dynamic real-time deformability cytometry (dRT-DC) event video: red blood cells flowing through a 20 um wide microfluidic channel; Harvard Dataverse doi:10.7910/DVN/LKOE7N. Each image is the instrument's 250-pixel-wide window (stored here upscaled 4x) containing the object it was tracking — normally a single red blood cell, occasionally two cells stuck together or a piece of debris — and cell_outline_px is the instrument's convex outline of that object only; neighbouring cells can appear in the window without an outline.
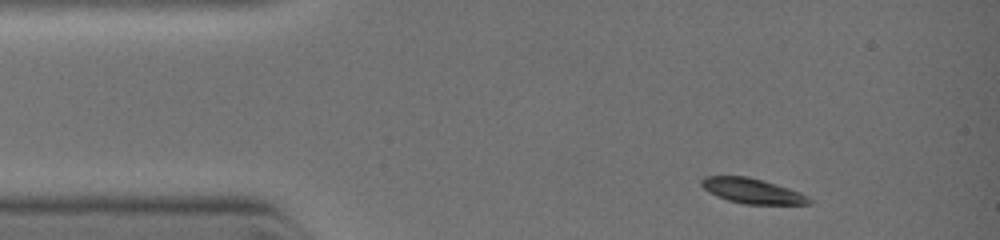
{"species": "common noctule bat (a hibernating species)", "species_latin": "Nyctalus noctula", "temperature_condition": "warm", "stored_images_in_passage": 29, "camera_frame_rate_fps": 3000, "um_per_image_px": 0.085, "animal": {"sex": "female", "body_mass_g": 19.0, "forearm_length_mm": 51.5}, "frame": {"image": 1, "passage_image": 1, "time_ms": 0.0, "image_size_px": [1000, 240], "cell_outline_px": [[812, 204], [744, 204], [728, 200], [708, 192], [700, 184], [700, 180], [704, 176], [748, 176], [764, 180], [800, 192], [808, 196], [812, 200]], "centroid_in_image_um": [63.94, 16.22], "position_along_channel_um": 21.1, "area_um2": 15.78}}
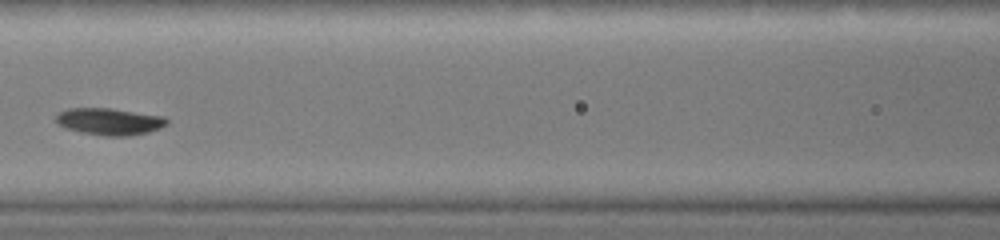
{"frame": {"image": 2, "passage_image": 18, "time_ms": 3.667, "image_size_px": [1000, 240], "cell_outline_px": [[168, 124], [160, 128], [148, 132], [128, 136], [104, 136], [80, 132], [68, 128], [60, 124], [56, 120], [56, 116], [60, 112], [68, 108], [112, 108], [164, 116], [168, 120]], "centroid_in_image_um": [9.35, 10.32], "position_along_channel_um": 157.3, "area_um2": 17.34}}
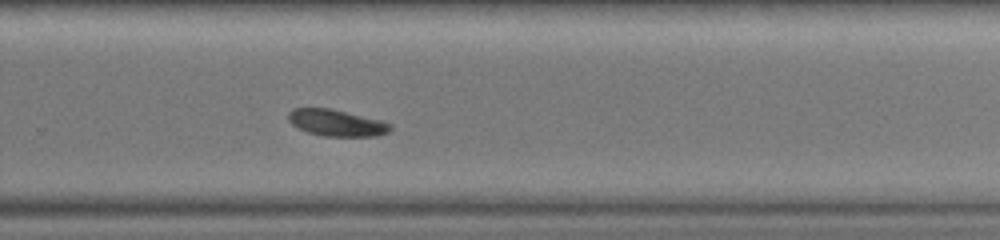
{"frame": {"image": 3, "passage_image": 29, "time_ms": 6.333, "image_size_px": [1000, 240], "cell_outline_px": [[392, 128], [388, 132], [376, 136], [324, 136], [308, 132], [292, 124], [288, 120], [288, 112], [296, 108], [328, 108], [384, 120], [392, 124]], "centroid_in_image_um": [28.65, 10.44], "position_along_channel_um": 301.2, "area_um2": 15.78}}